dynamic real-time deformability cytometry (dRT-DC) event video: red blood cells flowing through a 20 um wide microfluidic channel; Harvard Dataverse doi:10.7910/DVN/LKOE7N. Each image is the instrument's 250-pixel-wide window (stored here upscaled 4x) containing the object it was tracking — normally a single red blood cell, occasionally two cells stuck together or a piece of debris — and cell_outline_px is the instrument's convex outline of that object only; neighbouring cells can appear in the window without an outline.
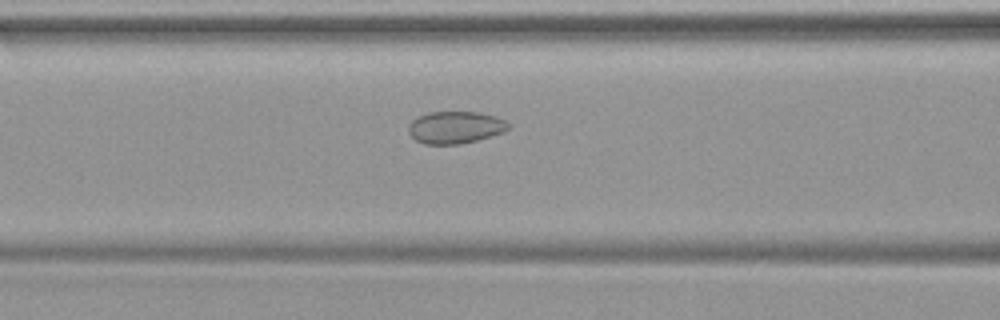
{"species": "common noctule bat (a hibernating species)", "species_latin": "Nyctalus noctula", "temperature_condition": "warm", "stored_images_in_passage": 32, "camera_frame_rate_fps": 3000, "um_per_image_px": 0.085, "animal": {"sex": "female", "body_mass_g": 19.9}, "frame": {"image": 1, "passage_image": 12, "time_ms": 3.667, "image_size_px": [1000, 320], "cell_outline_px": [[508, 128], [504, 132], [476, 140], [460, 144], [424, 144], [416, 140], [408, 132], [408, 124], [412, 120], [428, 112], [480, 112], [496, 116], [504, 120], [508, 124]], "centroid_in_image_um": [38.68, 10.82], "position_along_channel_um": 127.9, "area_um2": 18.67}}
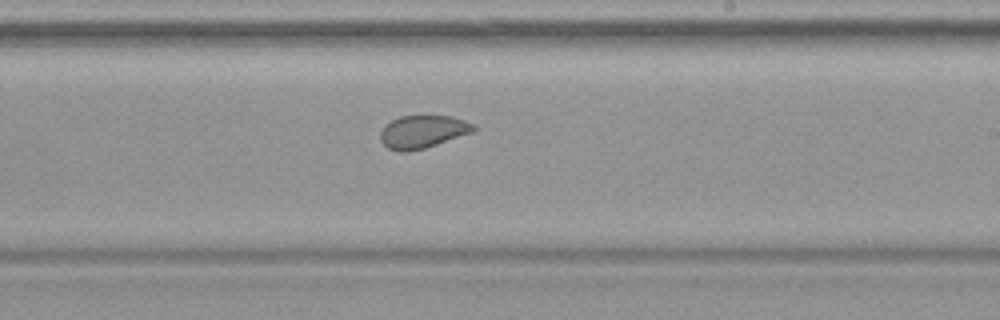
{"frame": {"image": 2, "passage_image": 21, "time_ms": 6.667, "image_size_px": [1000, 320], "cell_outline_px": [[476, 128], [472, 132], [424, 148], [408, 152], [400, 152], [388, 148], [380, 140], [380, 132], [384, 124], [400, 116], [452, 116], [476, 124]], "centroid_in_image_um": [35.9, 11.19], "position_along_channel_um": 253.1, "area_um2": 17.8}}
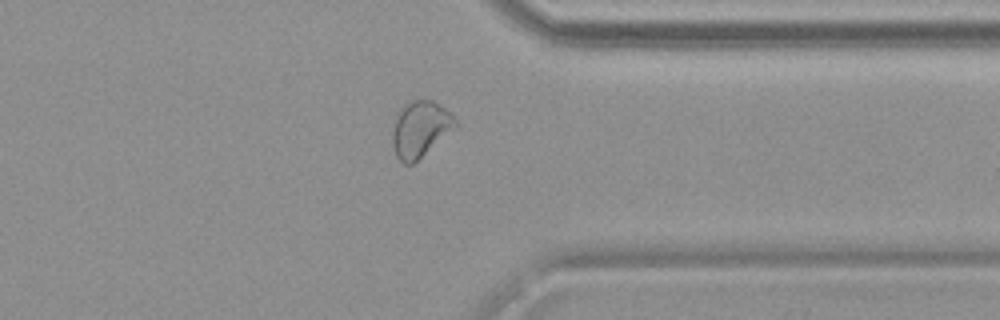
{"frame": {"image": 3, "passage_image": 30, "time_ms": 9.667, "image_size_px": [1000, 320], "cell_outline_px": [[460, 124], [456, 128], [412, 164], [404, 164], [396, 156], [392, 144], [392, 132], [396, 112], [404, 104], [412, 100], [432, 100], [444, 108]], "centroid_in_image_um": [35.7, 10.96], "position_along_channel_um": 375.7, "area_um2": 20.58}}